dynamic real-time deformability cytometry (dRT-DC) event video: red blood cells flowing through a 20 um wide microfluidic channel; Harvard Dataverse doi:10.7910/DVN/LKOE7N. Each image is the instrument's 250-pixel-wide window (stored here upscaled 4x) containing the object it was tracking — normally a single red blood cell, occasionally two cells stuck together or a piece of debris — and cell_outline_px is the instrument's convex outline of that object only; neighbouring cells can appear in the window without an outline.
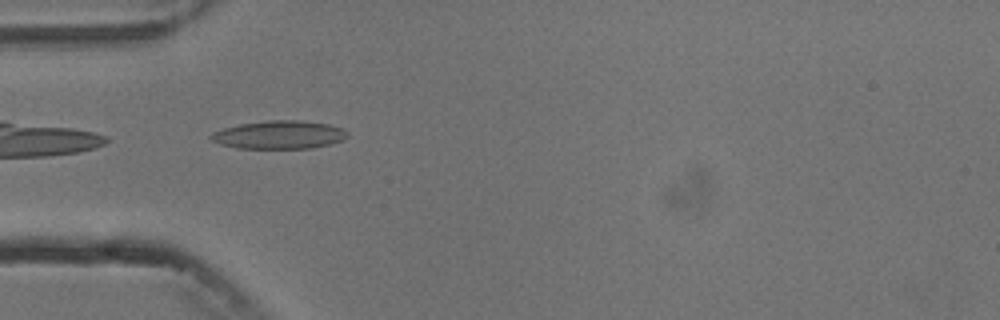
{"species": "common noctule bat (a hibernating species)", "species_latin": "Nyctalus noctula", "temperature_condition": "cold", "stored_images_in_passage": 5, "camera_frame_rate_fps": 3000, "um_per_image_px": 0.085, "animal": {"sex": "male", "body_mass_g": 13.3}, "frame": {"image": 1, "passage_image": 5, "time_ms": 4.667, "image_size_px": [1000, 320], "cell_outline_px": [[348, 136], [344, 140], [332, 144], [312, 148], [236, 148], [220, 144], [212, 140], [208, 136], [212, 132], [224, 128], [240, 124], [268, 120], [300, 120], [328, 124], [344, 128], [348, 132]], "centroid_in_image_um": [23.76, 11.46], "position_along_channel_um": 61.2, "area_um2": 22.6}}